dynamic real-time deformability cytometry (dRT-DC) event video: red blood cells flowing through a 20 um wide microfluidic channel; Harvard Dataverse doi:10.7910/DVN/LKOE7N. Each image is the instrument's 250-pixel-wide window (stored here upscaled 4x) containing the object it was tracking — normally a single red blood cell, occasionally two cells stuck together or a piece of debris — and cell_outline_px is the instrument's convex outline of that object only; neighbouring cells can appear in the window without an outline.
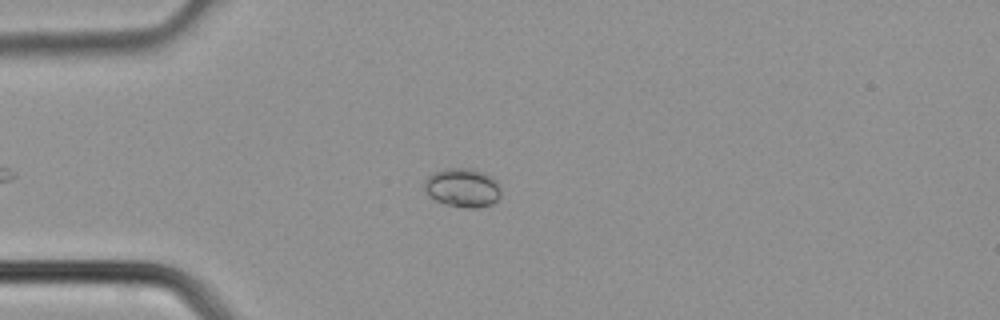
{"species": "common noctule bat (a hibernating species)", "species_latin": "Nyctalus noctula", "temperature_condition": "cold", "stored_images_in_passage": 39, "camera_frame_rate_fps": 3000, "um_per_image_px": 0.085, "animal": {"sex": "male", "body_mass_g": 21.5, "forearm_length_mm": 52.0}, "frame": {"image": 1, "passage_image": 10, "time_ms": 3.0, "image_size_px": [1000, 320], "cell_outline_px": [[500, 196], [492, 204], [476, 208], [468, 208], [444, 204], [428, 196], [424, 188], [424, 180], [428, 176], [436, 172], [448, 168], [472, 168], [484, 172], [496, 180], [500, 188]], "centroid_in_image_um": [39.31, 15.96], "position_along_channel_um": 45.7, "area_um2": 17.4}}
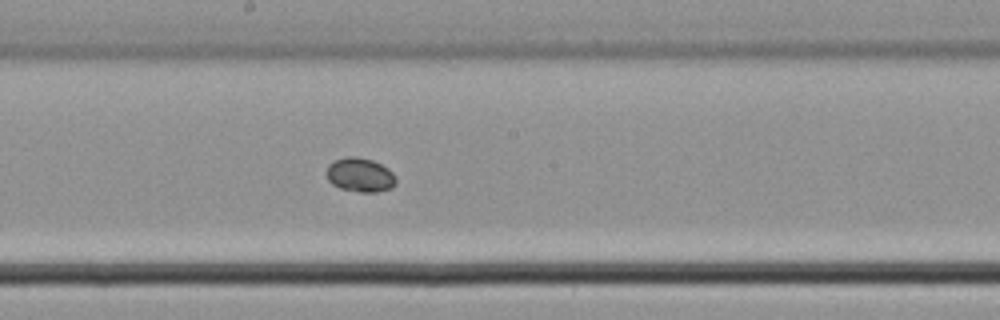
{"frame": {"image": 2, "passage_image": 21, "time_ms": 6.667, "image_size_px": [1000, 320], "cell_outline_px": [[396, 184], [392, 188], [376, 192], [360, 192], [340, 188], [332, 184], [328, 180], [328, 164], [336, 160], [348, 156], [356, 156], [372, 160], [388, 168], [392, 172], [396, 180]], "centroid_in_image_um": [30.63, 14.87], "position_along_channel_um": 217.6, "area_um2": 13.7}}
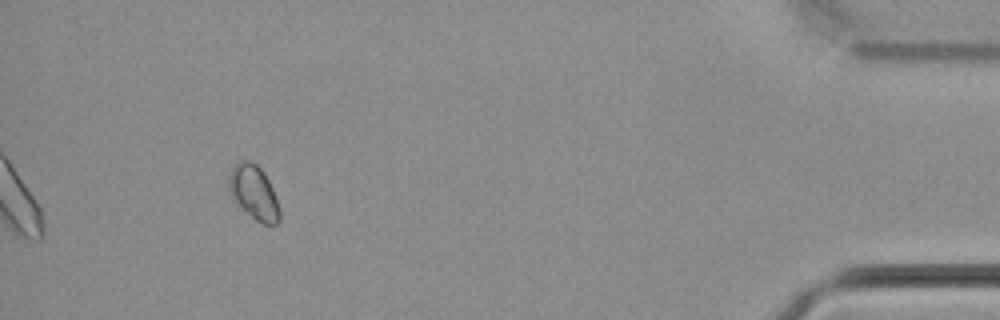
{"frame": {"image": 3, "passage_image": 36, "time_ms": 11.667, "image_size_px": [1000, 320], "cell_outline_px": [[280, 220], [276, 224], [264, 224], [256, 220], [232, 200], [228, 188], [228, 176], [232, 168], [240, 160], [248, 160], [256, 164], [264, 172], [272, 188], [280, 208]], "centroid_in_image_um": [21.56, 16.36], "position_along_channel_um": 413.6, "area_um2": 16.07}}